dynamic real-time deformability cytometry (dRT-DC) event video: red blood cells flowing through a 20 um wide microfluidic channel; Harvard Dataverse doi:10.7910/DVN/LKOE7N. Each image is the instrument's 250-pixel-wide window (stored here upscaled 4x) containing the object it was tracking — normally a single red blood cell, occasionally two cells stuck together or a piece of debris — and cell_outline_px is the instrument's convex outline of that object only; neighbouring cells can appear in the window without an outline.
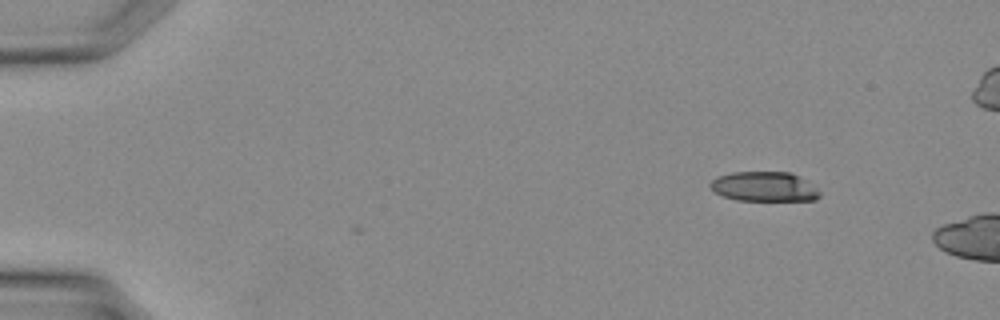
{"species": "Egyptian fruit bat (a non-hibernating species)", "species_latin": "Rousettus aegyptiacus", "temperature_condition": "warm", "stored_images_in_passage": 2, "camera_frame_rate_fps": 3000, "um_per_image_px": 0.085, "animal": {"sex": "female"}, "frame": {"image": 1, "passage_image": 1, "time_ms": 0.0, "image_size_px": [1000, 320], "cell_outline_px": [[820, 196], [816, 200], [736, 200], [724, 196], [716, 192], [708, 184], [716, 176], [732, 172], [792, 172], [816, 188], [820, 192]], "centroid_in_image_um": [64.94, 15.85], "position_along_channel_um": 20.1, "area_um2": 18.79}}